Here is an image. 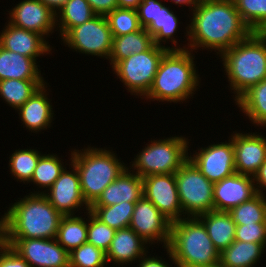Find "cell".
<instances>
[{
  "label": "cell",
  "instance_id": "74e56055",
  "mask_svg": "<svg viewBox=\"0 0 266 267\" xmlns=\"http://www.w3.org/2000/svg\"><path fill=\"white\" fill-rule=\"evenodd\" d=\"M106 253L88 242L69 253V267H106Z\"/></svg>",
  "mask_w": 266,
  "mask_h": 267
},
{
  "label": "cell",
  "instance_id": "b9f144b4",
  "mask_svg": "<svg viewBox=\"0 0 266 267\" xmlns=\"http://www.w3.org/2000/svg\"><path fill=\"white\" fill-rule=\"evenodd\" d=\"M96 15L106 16L118 7L117 0H87Z\"/></svg>",
  "mask_w": 266,
  "mask_h": 267
},
{
  "label": "cell",
  "instance_id": "60d3db41",
  "mask_svg": "<svg viewBox=\"0 0 266 267\" xmlns=\"http://www.w3.org/2000/svg\"><path fill=\"white\" fill-rule=\"evenodd\" d=\"M0 267H31L12 247L0 245Z\"/></svg>",
  "mask_w": 266,
  "mask_h": 267
},
{
  "label": "cell",
  "instance_id": "d6986e66",
  "mask_svg": "<svg viewBox=\"0 0 266 267\" xmlns=\"http://www.w3.org/2000/svg\"><path fill=\"white\" fill-rule=\"evenodd\" d=\"M256 194L254 178L235 173L214 183V211L229 212Z\"/></svg>",
  "mask_w": 266,
  "mask_h": 267
},
{
  "label": "cell",
  "instance_id": "4316f807",
  "mask_svg": "<svg viewBox=\"0 0 266 267\" xmlns=\"http://www.w3.org/2000/svg\"><path fill=\"white\" fill-rule=\"evenodd\" d=\"M264 249L263 244L235 240L220 253L221 267H255Z\"/></svg>",
  "mask_w": 266,
  "mask_h": 267
},
{
  "label": "cell",
  "instance_id": "4dcf8cb0",
  "mask_svg": "<svg viewBox=\"0 0 266 267\" xmlns=\"http://www.w3.org/2000/svg\"><path fill=\"white\" fill-rule=\"evenodd\" d=\"M44 80L7 79L0 81V98L15 111L43 84Z\"/></svg>",
  "mask_w": 266,
  "mask_h": 267
},
{
  "label": "cell",
  "instance_id": "bcb514c9",
  "mask_svg": "<svg viewBox=\"0 0 266 267\" xmlns=\"http://www.w3.org/2000/svg\"><path fill=\"white\" fill-rule=\"evenodd\" d=\"M142 0H117L118 7L137 9Z\"/></svg>",
  "mask_w": 266,
  "mask_h": 267
},
{
  "label": "cell",
  "instance_id": "5b68a950",
  "mask_svg": "<svg viewBox=\"0 0 266 267\" xmlns=\"http://www.w3.org/2000/svg\"><path fill=\"white\" fill-rule=\"evenodd\" d=\"M165 250L176 267H204L220 263V252L198 217H184L172 222Z\"/></svg>",
  "mask_w": 266,
  "mask_h": 267
},
{
  "label": "cell",
  "instance_id": "f907efd6",
  "mask_svg": "<svg viewBox=\"0 0 266 267\" xmlns=\"http://www.w3.org/2000/svg\"><path fill=\"white\" fill-rule=\"evenodd\" d=\"M3 243V237H0V245Z\"/></svg>",
  "mask_w": 266,
  "mask_h": 267
},
{
  "label": "cell",
  "instance_id": "8992f818",
  "mask_svg": "<svg viewBox=\"0 0 266 267\" xmlns=\"http://www.w3.org/2000/svg\"><path fill=\"white\" fill-rule=\"evenodd\" d=\"M107 149L89 145L80 150L72 149L70 154L69 161L78 171L81 192L89 206L128 166L112 149Z\"/></svg>",
  "mask_w": 266,
  "mask_h": 267
},
{
  "label": "cell",
  "instance_id": "c3c4849f",
  "mask_svg": "<svg viewBox=\"0 0 266 267\" xmlns=\"http://www.w3.org/2000/svg\"><path fill=\"white\" fill-rule=\"evenodd\" d=\"M204 267H221V264L218 263V264H215V265H212V266H204Z\"/></svg>",
  "mask_w": 266,
  "mask_h": 267
},
{
  "label": "cell",
  "instance_id": "6da1fadb",
  "mask_svg": "<svg viewBox=\"0 0 266 267\" xmlns=\"http://www.w3.org/2000/svg\"><path fill=\"white\" fill-rule=\"evenodd\" d=\"M191 12L185 32L187 49L191 51L209 49L220 56L252 33L233 0H202Z\"/></svg>",
  "mask_w": 266,
  "mask_h": 267
},
{
  "label": "cell",
  "instance_id": "ab89813d",
  "mask_svg": "<svg viewBox=\"0 0 266 267\" xmlns=\"http://www.w3.org/2000/svg\"><path fill=\"white\" fill-rule=\"evenodd\" d=\"M235 240L259 243L266 247V223L236 225Z\"/></svg>",
  "mask_w": 266,
  "mask_h": 267
},
{
  "label": "cell",
  "instance_id": "d590c367",
  "mask_svg": "<svg viewBox=\"0 0 266 267\" xmlns=\"http://www.w3.org/2000/svg\"><path fill=\"white\" fill-rule=\"evenodd\" d=\"M244 23L252 32H266V0H233Z\"/></svg>",
  "mask_w": 266,
  "mask_h": 267
},
{
  "label": "cell",
  "instance_id": "7a4b0ae2",
  "mask_svg": "<svg viewBox=\"0 0 266 267\" xmlns=\"http://www.w3.org/2000/svg\"><path fill=\"white\" fill-rule=\"evenodd\" d=\"M28 194L1 216L3 239L56 238L63 215L44 194Z\"/></svg>",
  "mask_w": 266,
  "mask_h": 267
},
{
  "label": "cell",
  "instance_id": "7dc6e473",
  "mask_svg": "<svg viewBox=\"0 0 266 267\" xmlns=\"http://www.w3.org/2000/svg\"><path fill=\"white\" fill-rule=\"evenodd\" d=\"M170 1L178 6L187 5L189 9L191 7V10L193 11L197 7V4L199 3L200 0H170Z\"/></svg>",
  "mask_w": 266,
  "mask_h": 267
},
{
  "label": "cell",
  "instance_id": "d4e9b609",
  "mask_svg": "<svg viewBox=\"0 0 266 267\" xmlns=\"http://www.w3.org/2000/svg\"><path fill=\"white\" fill-rule=\"evenodd\" d=\"M214 247L221 253L235 241L236 224L228 212L209 211L198 216Z\"/></svg>",
  "mask_w": 266,
  "mask_h": 267
},
{
  "label": "cell",
  "instance_id": "836d02e7",
  "mask_svg": "<svg viewBox=\"0 0 266 267\" xmlns=\"http://www.w3.org/2000/svg\"><path fill=\"white\" fill-rule=\"evenodd\" d=\"M42 154L36 148L31 149L30 147L15 150L9 157L10 174L17 179L16 181L28 184Z\"/></svg>",
  "mask_w": 266,
  "mask_h": 267
},
{
  "label": "cell",
  "instance_id": "2e32d148",
  "mask_svg": "<svg viewBox=\"0 0 266 267\" xmlns=\"http://www.w3.org/2000/svg\"><path fill=\"white\" fill-rule=\"evenodd\" d=\"M69 168L73 169L69 171L65 167L59 178L46 191L47 193H44L50 204L63 216L75 215L82 209L90 210L81 192L78 171L72 163L69 164Z\"/></svg>",
  "mask_w": 266,
  "mask_h": 267
},
{
  "label": "cell",
  "instance_id": "44dd1931",
  "mask_svg": "<svg viewBox=\"0 0 266 267\" xmlns=\"http://www.w3.org/2000/svg\"><path fill=\"white\" fill-rule=\"evenodd\" d=\"M47 82H45L34 94L16 111L19 114L23 127H26L31 133L41 132L51 127L54 111L48 98Z\"/></svg>",
  "mask_w": 266,
  "mask_h": 267
},
{
  "label": "cell",
  "instance_id": "1f68e13d",
  "mask_svg": "<svg viewBox=\"0 0 266 267\" xmlns=\"http://www.w3.org/2000/svg\"><path fill=\"white\" fill-rule=\"evenodd\" d=\"M62 160V161H61ZM64 162L58 155L42 154L39 158L36 168L33 172L32 178L28 183H33L36 187L44 191L30 192V194H44L59 178L61 172L64 170Z\"/></svg>",
  "mask_w": 266,
  "mask_h": 267
},
{
  "label": "cell",
  "instance_id": "ffe728a7",
  "mask_svg": "<svg viewBox=\"0 0 266 267\" xmlns=\"http://www.w3.org/2000/svg\"><path fill=\"white\" fill-rule=\"evenodd\" d=\"M40 34L16 27L9 22L0 33V46L8 51L37 60V57L50 55L52 46Z\"/></svg>",
  "mask_w": 266,
  "mask_h": 267
},
{
  "label": "cell",
  "instance_id": "3957f363",
  "mask_svg": "<svg viewBox=\"0 0 266 267\" xmlns=\"http://www.w3.org/2000/svg\"><path fill=\"white\" fill-rule=\"evenodd\" d=\"M193 51L168 50L162 57L149 92L141 99L178 103L186 102L200 84ZM198 86V87H197Z\"/></svg>",
  "mask_w": 266,
  "mask_h": 267
},
{
  "label": "cell",
  "instance_id": "f1b7e54d",
  "mask_svg": "<svg viewBox=\"0 0 266 267\" xmlns=\"http://www.w3.org/2000/svg\"><path fill=\"white\" fill-rule=\"evenodd\" d=\"M96 14L87 0H68L56 13V27L59 37H63L70 29L84 24Z\"/></svg>",
  "mask_w": 266,
  "mask_h": 267
},
{
  "label": "cell",
  "instance_id": "ac0fdd59",
  "mask_svg": "<svg viewBox=\"0 0 266 267\" xmlns=\"http://www.w3.org/2000/svg\"><path fill=\"white\" fill-rule=\"evenodd\" d=\"M259 134L237 131L231 134L236 173L253 177L266 160V137Z\"/></svg>",
  "mask_w": 266,
  "mask_h": 267
},
{
  "label": "cell",
  "instance_id": "f546056e",
  "mask_svg": "<svg viewBox=\"0 0 266 267\" xmlns=\"http://www.w3.org/2000/svg\"><path fill=\"white\" fill-rule=\"evenodd\" d=\"M82 217L68 215L60 221L56 240L68 253L87 242V218Z\"/></svg>",
  "mask_w": 266,
  "mask_h": 267
},
{
  "label": "cell",
  "instance_id": "9a60e30c",
  "mask_svg": "<svg viewBox=\"0 0 266 267\" xmlns=\"http://www.w3.org/2000/svg\"><path fill=\"white\" fill-rule=\"evenodd\" d=\"M143 196L172 223L184 218L175 173L154 174L143 178Z\"/></svg>",
  "mask_w": 266,
  "mask_h": 267
},
{
  "label": "cell",
  "instance_id": "7c38bea8",
  "mask_svg": "<svg viewBox=\"0 0 266 267\" xmlns=\"http://www.w3.org/2000/svg\"><path fill=\"white\" fill-rule=\"evenodd\" d=\"M31 267H69V253L54 239H3Z\"/></svg>",
  "mask_w": 266,
  "mask_h": 267
},
{
  "label": "cell",
  "instance_id": "ba28073f",
  "mask_svg": "<svg viewBox=\"0 0 266 267\" xmlns=\"http://www.w3.org/2000/svg\"><path fill=\"white\" fill-rule=\"evenodd\" d=\"M175 179L185 217H198L214 211V183L209 181L190 159L175 172Z\"/></svg>",
  "mask_w": 266,
  "mask_h": 267
},
{
  "label": "cell",
  "instance_id": "8fae6325",
  "mask_svg": "<svg viewBox=\"0 0 266 267\" xmlns=\"http://www.w3.org/2000/svg\"><path fill=\"white\" fill-rule=\"evenodd\" d=\"M170 9L161 0H142L137 8L140 25L152 36L153 44L169 50H186V45L177 46L174 33H177L178 24L181 23L176 13ZM166 41H170L174 46H166Z\"/></svg>",
  "mask_w": 266,
  "mask_h": 267
},
{
  "label": "cell",
  "instance_id": "277c9868",
  "mask_svg": "<svg viewBox=\"0 0 266 267\" xmlns=\"http://www.w3.org/2000/svg\"><path fill=\"white\" fill-rule=\"evenodd\" d=\"M220 57L236 101L251 86L266 79V33L252 32Z\"/></svg>",
  "mask_w": 266,
  "mask_h": 267
},
{
  "label": "cell",
  "instance_id": "5bb4252c",
  "mask_svg": "<svg viewBox=\"0 0 266 267\" xmlns=\"http://www.w3.org/2000/svg\"><path fill=\"white\" fill-rule=\"evenodd\" d=\"M189 159L212 183L219 182L236 173L232 137L225 142L214 143L198 149Z\"/></svg>",
  "mask_w": 266,
  "mask_h": 267
},
{
  "label": "cell",
  "instance_id": "8d00e7d4",
  "mask_svg": "<svg viewBox=\"0 0 266 267\" xmlns=\"http://www.w3.org/2000/svg\"><path fill=\"white\" fill-rule=\"evenodd\" d=\"M105 17L113 37L133 33L142 28L137 9L117 7Z\"/></svg>",
  "mask_w": 266,
  "mask_h": 267
},
{
  "label": "cell",
  "instance_id": "e0dca14e",
  "mask_svg": "<svg viewBox=\"0 0 266 267\" xmlns=\"http://www.w3.org/2000/svg\"><path fill=\"white\" fill-rule=\"evenodd\" d=\"M10 24L42 35L46 40L56 28V14L39 0H23L10 9Z\"/></svg>",
  "mask_w": 266,
  "mask_h": 267
},
{
  "label": "cell",
  "instance_id": "f35d334b",
  "mask_svg": "<svg viewBox=\"0 0 266 267\" xmlns=\"http://www.w3.org/2000/svg\"><path fill=\"white\" fill-rule=\"evenodd\" d=\"M87 216V242L102 249L105 253L111 245L116 230L99 220L90 210Z\"/></svg>",
  "mask_w": 266,
  "mask_h": 267
},
{
  "label": "cell",
  "instance_id": "cb8c5ba5",
  "mask_svg": "<svg viewBox=\"0 0 266 267\" xmlns=\"http://www.w3.org/2000/svg\"><path fill=\"white\" fill-rule=\"evenodd\" d=\"M33 58L0 46V81L7 79L45 80Z\"/></svg>",
  "mask_w": 266,
  "mask_h": 267
},
{
  "label": "cell",
  "instance_id": "30bf717a",
  "mask_svg": "<svg viewBox=\"0 0 266 267\" xmlns=\"http://www.w3.org/2000/svg\"><path fill=\"white\" fill-rule=\"evenodd\" d=\"M61 40L73 51L109 59L113 35L106 17L96 15L84 24L70 29Z\"/></svg>",
  "mask_w": 266,
  "mask_h": 267
},
{
  "label": "cell",
  "instance_id": "4fadbf2b",
  "mask_svg": "<svg viewBox=\"0 0 266 267\" xmlns=\"http://www.w3.org/2000/svg\"><path fill=\"white\" fill-rule=\"evenodd\" d=\"M129 228L151 246L159 242L165 249L169 244L171 222L144 196L135 204Z\"/></svg>",
  "mask_w": 266,
  "mask_h": 267
},
{
  "label": "cell",
  "instance_id": "603a6c76",
  "mask_svg": "<svg viewBox=\"0 0 266 267\" xmlns=\"http://www.w3.org/2000/svg\"><path fill=\"white\" fill-rule=\"evenodd\" d=\"M143 196V178L127 167L110 183L91 206H112L121 202H137Z\"/></svg>",
  "mask_w": 266,
  "mask_h": 267
},
{
  "label": "cell",
  "instance_id": "83f0119b",
  "mask_svg": "<svg viewBox=\"0 0 266 267\" xmlns=\"http://www.w3.org/2000/svg\"><path fill=\"white\" fill-rule=\"evenodd\" d=\"M235 104L254 126L266 127V79L251 86Z\"/></svg>",
  "mask_w": 266,
  "mask_h": 267
},
{
  "label": "cell",
  "instance_id": "7402d4cb",
  "mask_svg": "<svg viewBox=\"0 0 266 267\" xmlns=\"http://www.w3.org/2000/svg\"><path fill=\"white\" fill-rule=\"evenodd\" d=\"M149 248L147 244L134 230L131 228H124L116 230L111 245L106 252L107 263L118 264L124 266L125 264L136 263L143 257ZM136 261V262H135Z\"/></svg>",
  "mask_w": 266,
  "mask_h": 267
},
{
  "label": "cell",
  "instance_id": "e575fe53",
  "mask_svg": "<svg viewBox=\"0 0 266 267\" xmlns=\"http://www.w3.org/2000/svg\"><path fill=\"white\" fill-rule=\"evenodd\" d=\"M228 213L236 225L266 223V196L257 193Z\"/></svg>",
  "mask_w": 266,
  "mask_h": 267
},
{
  "label": "cell",
  "instance_id": "f6af8a7d",
  "mask_svg": "<svg viewBox=\"0 0 266 267\" xmlns=\"http://www.w3.org/2000/svg\"><path fill=\"white\" fill-rule=\"evenodd\" d=\"M47 6L53 13H57L68 0H39Z\"/></svg>",
  "mask_w": 266,
  "mask_h": 267
},
{
  "label": "cell",
  "instance_id": "681fc988",
  "mask_svg": "<svg viewBox=\"0 0 266 267\" xmlns=\"http://www.w3.org/2000/svg\"><path fill=\"white\" fill-rule=\"evenodd\" d=\"M0 237H3V236H2V225H1V218H0Z\"/></svg>",
  "mask_w": 266,
  "mask_h": 267
},
{
  "label": "cell",
  "instance_id": "484cf974",
  "mask_svg": "<svg viewBox=\"0 0 266 267\" xmlns=\"http://www.w3.org/2000/svg\"><path fill=\"white\" fill-rule=\"evenodd\" d=\"M153 45L152 36L145 28L122 35L113 37L112 49L109 56L110 66L113 68L119 61L128 58L130 55L142 53Z\"/></svg>",
  "mask_w": 266,
  "mask_h": 267
},
{
  "label": "cell",
  "instance_id": "d6a6232c",
  "mask_svg": "<svg viewBox=\"0 0 266 267\" xmlns=\"http://www.w3.org/2000/svg\"><path fill=\"white\" fill-rule=\"evenodd\" d=\"M136 202H121L112 206H90V211L115 230L128 228Z\"/></svg>",
  "mask_w": 266,
  "mask_h": 267
},
{
  "label": "cell",
  "instance_id": "ee69618b",
  "mask_svg": "<svg viewBox=\"0 0 266 267\" xmlns=\"http://www.w3.org/2000/svg\"><path fill=\"white\" fill-rule=\"evenodd\" d=\"M253 178L254 183H256V192L265 196L266 194L263 191L266 189V160L261 164L258 172L253 176Z\"/></svg>",
  "mask_w": 266,
  "mask_h": 267
},
{
  "label": "cell",
  "instance_id": "7bdbcfd3",
  "mask_svg": "<svg viewBox=\"0 0 266 267\" xmlns=\"http://www.w3.org/2000/svg\"><path fill=\"white\" fill-rule=\"evenodd\" d=\"M147 252L143 257H141L138 260V267H171L172 265H169V263H167V261L165 262L162 257L157 256L156 257L150 253L148 256Z\"/></svg>",
  "mask_w": 266,
  "mask_h": 267
},
{
  "label": "cell",
  "instance_id": "52a82bcc",
  "mask_svg": "<svg viewBox=\"0 0 266 267\" xmlns=\"http://www.w3.org/2000/svg\"><path fill=\"white\" fill-rule=\"evenodd\" d=\"M188 140L182 135L151 140V144H145L129 167L142 178L175 173L189 159Z\"/></svg>",
  "mask_w": 266,
  "mask_h": 267
},
{
  "label": "cell",
  "instance_id": "9c48e42d",
  "mask_svg": "<svg viewBox=\"0 0 266 267\" xmlns=\"http://www.w3.org/2000/svg\"><path fill=\"white\" fill-rule=\"evenodd\" d=\"M169 49L153 44L142 53L130 55L113 68L115 74L131 95L144 97L150 90L160 61ZM142 96V97H141Z\"/></svg>",
  "mask_w": 266,
  "mask_h": 267
}]
</instances>
